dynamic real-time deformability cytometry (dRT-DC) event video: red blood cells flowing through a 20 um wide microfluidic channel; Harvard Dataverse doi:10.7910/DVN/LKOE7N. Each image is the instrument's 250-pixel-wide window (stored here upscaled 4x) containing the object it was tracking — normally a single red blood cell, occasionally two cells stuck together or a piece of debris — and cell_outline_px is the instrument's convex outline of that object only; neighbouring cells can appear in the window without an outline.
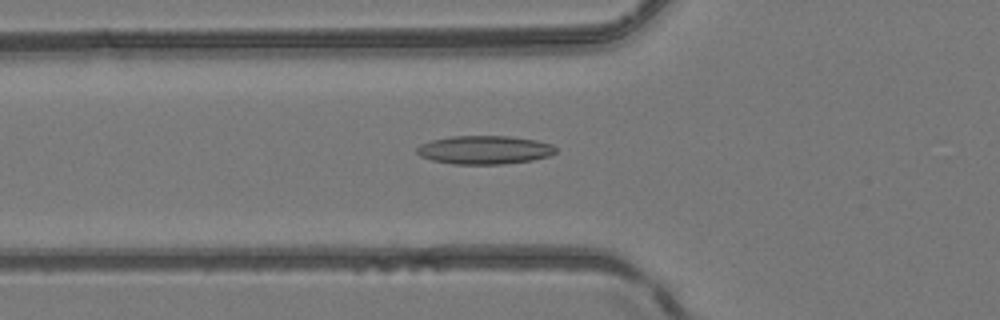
{"species": "common noctule bat (a hibernating species)", "species_latin": "Nyctalus noctula", "temperature_condition": "room temperature", "stored_images_in_passage": 40, "camera_frame_rate_fps": 3000, "um_per_image_px": 0.085, "animal": {"sex": "female", "body_mass_g": 24.6, "forearm_length_mm": 56.2}, "frame": {"image": 1, "passage_image": 8, "time_ms": 2.333, "image_size_px": [1000, 320], "cell_outline_px": [[556, 152], [548, 156], [532, 160], [504, 164], [452, 164], [432, 160], [420, 156], [416, 152], [416, 148], [420, 144], [432, 140], [452, 136], [508, 136], [536, 140], [552, 144], [556, 148]], "centroid_in_image_um": [41.17, 12.74], "position_along_channel_um": 84.6, "area_um2": 23.06}}
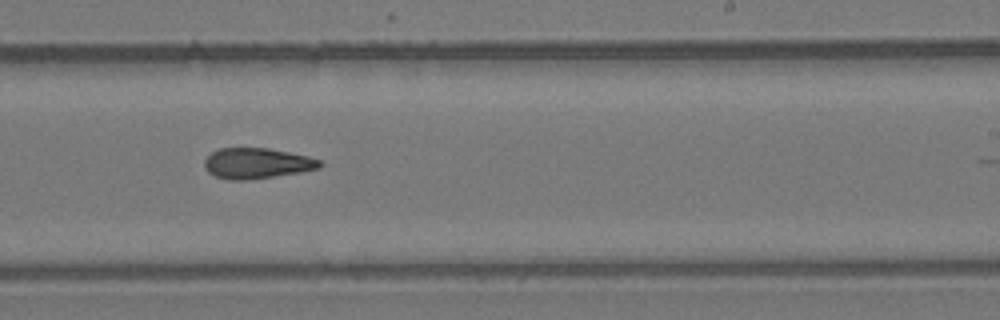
{"frame": {"image": 2, "passage_image": 21, "time_ms": 6.667, "image_size_px": [1000, 320], "cell_outline_px": [[324, 164], [320, 168], [300, 172], [244, 180], [232, 180], [216, 176], [208, 172], [204, 168], [204, 160], [212, 152], [220, 148], [268, 148], [308, 156], [320, 160]], "centroid_in_image_um": [21.84, 13.87], "position_along_channel_um": 267.2, "area_um2": 20.4}}
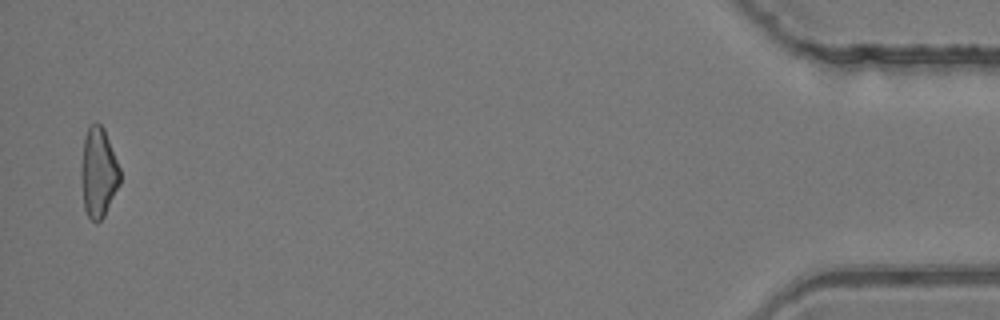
{"frame": {"image": 3, "passage_image": 39, "time_ms": 12.667, "image_size_px": [1000, 320], "cell_outline_px": [[120, 184], [104, 216], [96, 224], [88, 216], [84, 208], [80, 176], [80, 168], [84, 136], [88, 128], [96, 120], [104, 128], [120, 168]], "centroid_in_image_um": [8.35, 14.66], "position_along_channel_um": 426.8, "area_um2": 20.58}, "authors_computed_cell_mechanics": {"area_um2": 20.6924, "velocity_mm_per_s": 4.2034, "shape_relaxation_time_tau1_ms": null, "shape_relaxation_time_tau2_ms": 5.5414, "deformation_change_tau1": null, "deformation_change_tau2": 0.1657}}